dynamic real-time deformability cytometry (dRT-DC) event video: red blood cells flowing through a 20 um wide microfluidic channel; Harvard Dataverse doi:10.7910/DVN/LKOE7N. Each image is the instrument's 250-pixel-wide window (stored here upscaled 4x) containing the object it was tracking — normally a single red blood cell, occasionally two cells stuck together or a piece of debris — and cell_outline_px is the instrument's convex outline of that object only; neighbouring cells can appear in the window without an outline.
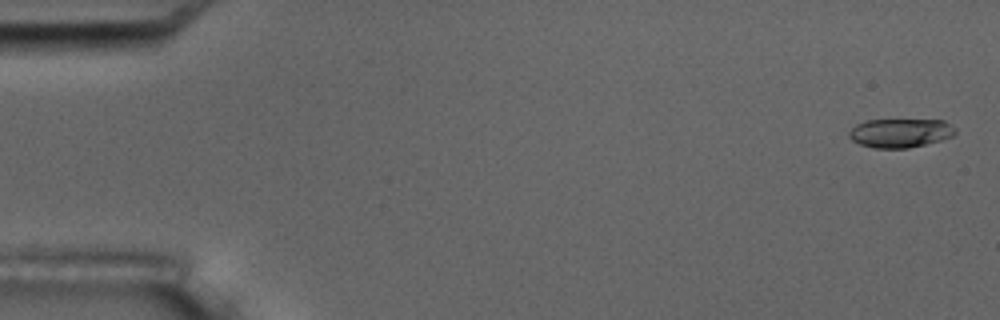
{"species": "common noctule bat (a hibernating species)", "species_latin": "Nyctalus noctula", "temperature_condition": "room temperature", "stored_images_in_passage": 5, "camera_frame_rate_fps": 3000, "um_per_image_px": 0.085, "animal": {"sex": "male", "body_mass_g": 17.5, "forearm_length_mm": 52.3}, "frame": {"image": 1, "passage_image": 1, "time_ms": 0.0, "image_size_px": [1000, 320], "cell_outline_px": [[956, 132], [952, 136], [940, 140], [908, 148], [872, 148], [860, 144], [852, 140], [848, 136], [848, 132], [856, 124], [868, 120], [944, 120], [956, 128]], "centroid_in_image_um": [76.51, 11.3], "position_along_channel_um": 8.5, "area_um2": 17.86}}
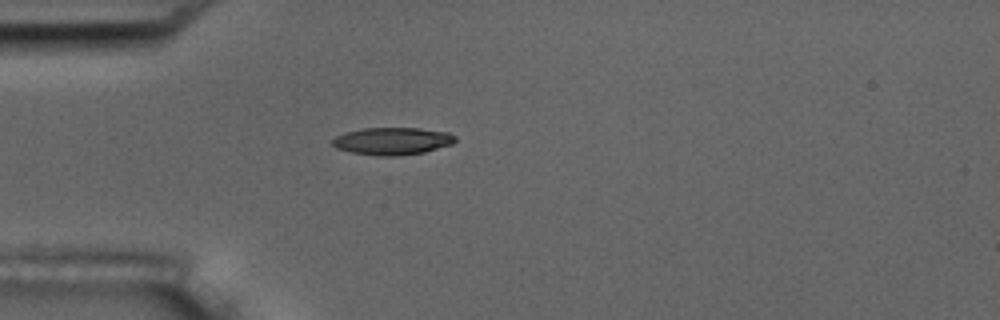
{"frame": {"image": 2, "passage_image": 5, "time_ms": 4.667, "image_size_px": [1000, 320], "cell_outline_px": [[456, 140], [452, 144], [424, 152], [396, 156], [380, 156], [352, 152], [336, 148], [332, 144], [332, 140], [336, 136], [344, 132], [364, 128], [420, 128], [448, 132], [456, 136]], "centroid_in_image_um": [33.35, 11.98], "position_along_channel_um": 51.6, "area_um2": 19.59}}